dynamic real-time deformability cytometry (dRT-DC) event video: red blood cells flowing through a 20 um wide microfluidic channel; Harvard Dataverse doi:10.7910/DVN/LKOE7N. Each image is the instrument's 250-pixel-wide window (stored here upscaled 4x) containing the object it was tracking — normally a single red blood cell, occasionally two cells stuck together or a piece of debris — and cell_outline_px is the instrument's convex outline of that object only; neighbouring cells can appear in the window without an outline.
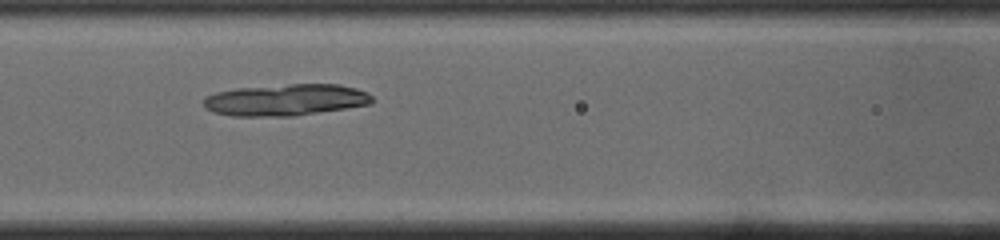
{"species": "common noctule bat (a hibernating species)", "species_latin": "Nyctalus noctula", "temperature_condition": "cold", "stored_images_in_passage": 45, "camera_frame_rate_fps": 3000, "um_per_image_px": 0.085, "animal": {"sex": "male", "body_mass_g": 19.0, "forearm_length_mm": 50.8}, "frame": {"image": 1, "passage_image": 15, "time_ms": 4.667, "image_size_px": [1000, 240], "cell_outline_px": [[372, 104], [348, 108], [292, 116], [232, 116], [212, 112], [204, 108], [204, 100], [208, 96], [216, 92], [236, 88], [288, 84], [340, 84], [356, 88], [368, 92], [372, 96]], "centroid_in_image_um": [24.31, 8.49], "position_along_channel_um": 142.3, "area_um2": 31.21}}
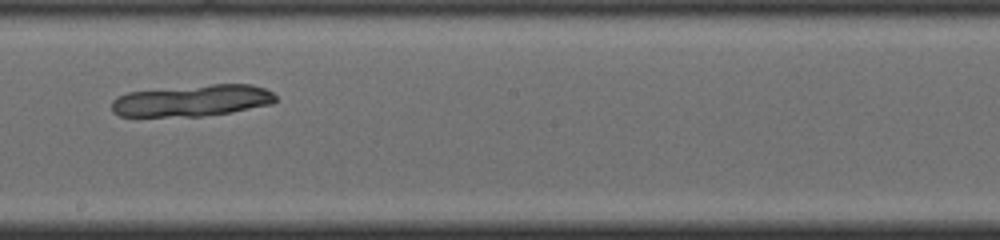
{"frame": {"image": 2, "passage_image": 22, "time_ms": 7.0, "image_size_px": [1000, 240], "cell_outline_px": [[276, 100], [272, 104], [232, 112], [200, 116], [120, 116], [112, 112], [112, 100], [116, 96], [128, 92], [212, 84], [252, 84], [264, 88], [272, 92], [276, 96]], "centroid_in_image_um": [16.35, 8.55], "position_along_channel_um": 231.9, "area_um2": 30.11}}
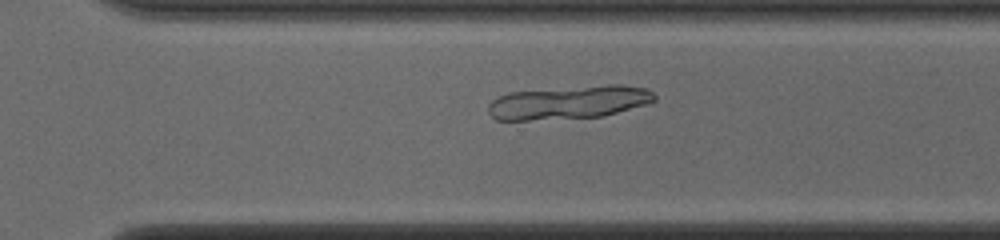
{"frame": {"image": 3, "passage_image": 29, "time_ms": 9.333, "image_size_px": [1000, 240], "cell_outline_px": [[656, 100], [644, 104], [604, 116], [528, 120], [496, 120], [488, 112], [488, 104], [496, 96], [508, 92], [608, 84], [624, 84], [648, 88], [656, 96]], "centroid_in_image_um": [48.33, 8.68], "position_along_channel_um": 322.3, "area_um2": 32.43}}